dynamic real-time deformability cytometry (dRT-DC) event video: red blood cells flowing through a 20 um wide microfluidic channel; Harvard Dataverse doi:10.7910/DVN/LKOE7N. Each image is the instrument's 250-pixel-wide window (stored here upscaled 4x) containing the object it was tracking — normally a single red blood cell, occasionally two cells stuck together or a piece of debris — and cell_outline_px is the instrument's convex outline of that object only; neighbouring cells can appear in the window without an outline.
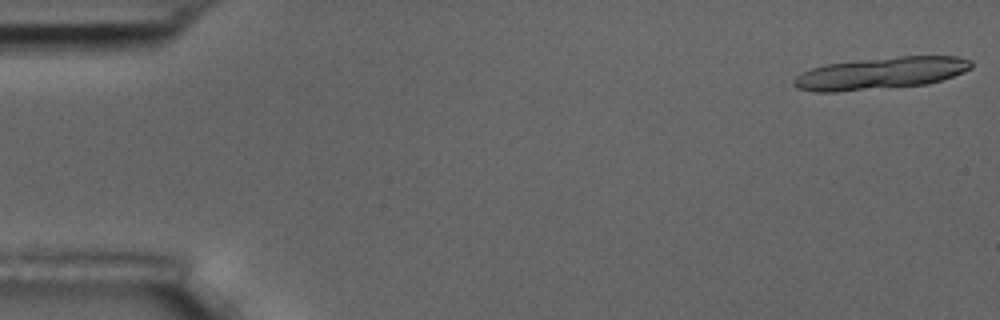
{"species": "common noctule bat (a hibernating species)", "species_latin": "Nyctalus noctula", "temperature_condition": "room temperature", "stored_images_in_passage": 5, "camera_frame_rate_fps": 3000, "um_per_image_px": 0.085, "animal": {"sex": "male", "body_mass_g": 17.5, "forearm_length_mm": 52.3}, "frame": {"image": 1, "passage_image": 1, "time_ms": 0.0, "image_size_px": [1000, 320], "cell_outline_px": [[972, 68], [964, 72], [928, 84], [836, 92], [812, 92], [796, 88], [792, 84], [792, 80], [796, 76], [812, 68], [824, 64], [860, 60], [900, 56], [956, 56], [972, 60]], "centroid_in_image_um": [74.84, 6.23], "position_along_channel_um": 10.2, "area_um2": 33.12}}